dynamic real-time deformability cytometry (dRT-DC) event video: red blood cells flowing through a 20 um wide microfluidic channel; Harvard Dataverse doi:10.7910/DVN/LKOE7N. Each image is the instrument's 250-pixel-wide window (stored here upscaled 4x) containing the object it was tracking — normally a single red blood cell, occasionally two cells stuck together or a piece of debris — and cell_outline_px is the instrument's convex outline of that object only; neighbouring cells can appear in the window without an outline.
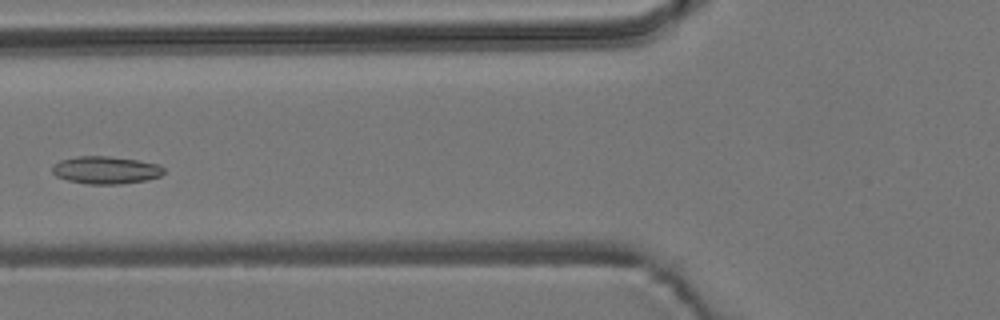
{"species": "common noctule bat (a hibernating species)", "species_latin": "Nyctalus noctula", "temperature_condition": "room temperature", "stored_images_in_passage": 8, "camera_frame_rate_fps": 3000, "um_per_image_px": 0.085, "animal": {"sex": "male", "body_mass_g": 19.2, "forearm_length_mm": 51.8}, "frame": {"image": 1, "passage_image": 7, "time_ms": 2.0, "image_size_px": [1000, 320], "cell_outline_px": [[164, 172], [160, 176], [148, 180], [120, 184], [88, 184], [68, 180], [56, 176], [52, 172], [52, 168], [60, 160], [76, 156], [108, 156], [136, 160], [160, 164], [164, 168]], "centroid_in_image_um": [9.02, 14.46], "position_along_channel_um": 116.8, "area_um2": 17.92}}
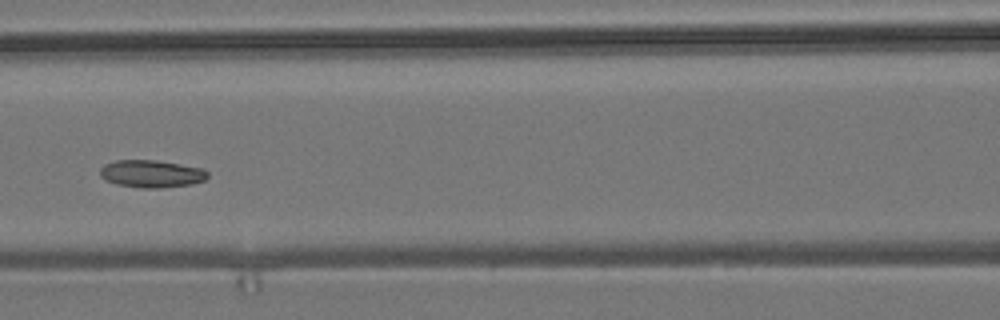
{"frame": {"image": 2, "passage_image": 8, "time_ms": 2.333, "image_size_px": [1000, 320], "cell_outline_px": [[208, 176], [204, 180], [192, 184], [160, 188], [140, 188], [116, 184], [104, 180], [100, 176], [100, 168], [104, 164], [116, 160], [156, 160], [204, 168], [208, 172]], "centroid_in_image_um": [12.86, 14.77], "position_along_channel_um": 153.7, "area_um2": 17.4}}